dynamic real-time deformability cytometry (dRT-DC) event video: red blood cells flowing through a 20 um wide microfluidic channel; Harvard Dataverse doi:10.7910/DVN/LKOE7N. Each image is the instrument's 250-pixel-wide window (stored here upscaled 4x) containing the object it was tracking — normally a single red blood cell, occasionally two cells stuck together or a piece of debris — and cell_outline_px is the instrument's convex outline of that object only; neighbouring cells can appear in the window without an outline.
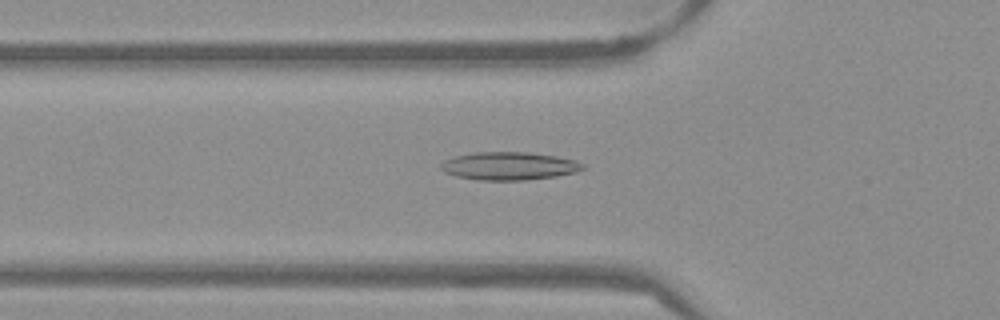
{"species": "Egyptian fruit bat (a non-hibernating species)", "species_latin": "Rousettus aegyptiacus", "temperature_condition": "warm", "stored_images_in_passage": 53, "camera_frame_rate_fps": 3000, "um_per_image_px": 0.085, "frame": {"image": 1, "passage_image": 18, "time_ms": 5.667, "image_size_px": [1000, 320], "cell_outline_px": [[584, 168], [576, 172], [556, 176], [524, 180], [480, 180], [456, 176], [444, 172], [440, 168], [440, 164], [444, 160], [452, 156], [476, 152], [528, 152], [556, 156], [576, 160], [584, 164]], "centroid_in_image_um": [43.25, 14.1], "position_along_channel_um": 82.5, "area_um2": 23.24}}
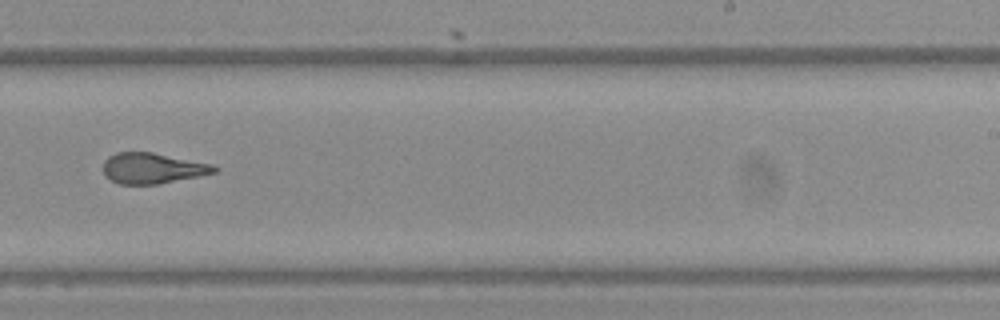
{"frame": {"image": 2, "passage_image": 33, "time_ms": 10.667, "image_size_px": [1000, 320], "cell_outline_px": [[220, 168], [216, 172], [200, 176], [156, 184], [120, 184], [104, 176], [104, 160], [108, 156], [116, 152], [152, 152], [212, 164]], "centroid_in_image_um": [12.96, 14.29], "position_along_channel_um": 276.0, "area_um2": 19.83}}
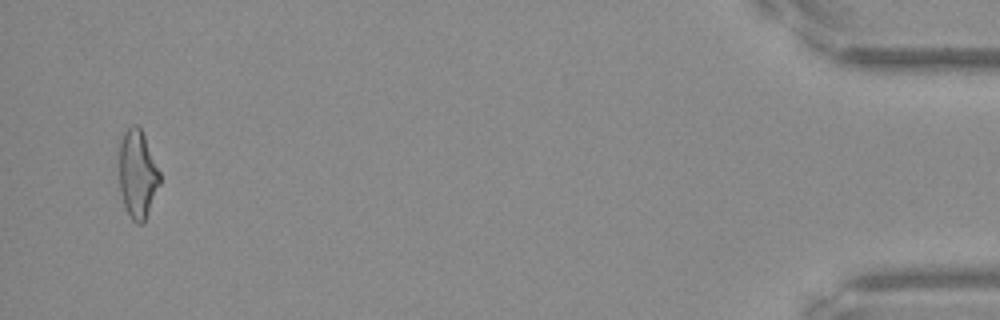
{"frame": {"image": 3, "passage_image": 51, "time_ms": 16.667, "image_size_px": [1000, 320], "cell_outline_px": [[160, 184], [144, 224], [136, 224], [132, 220], [124, 204], [120, 192], [120, 140], [124, 132], [132, 124], [136, 124], [140, 128], [144, 136], [160, 172]], "centroid_in_image_um": [11.7, 14.83], "position_along_channel_um": 423.5, "area_um2": 20.75}, "authors_computed_cell_mechanics": {"area_um2": 20.7502, "velocity_mm_per_s": 3.8526, "shape_relaxation_time_tau1_ms": null, "shape_relaxation_time_tau2_ms": 1.6288, "deformation_change_tau1": null, "deformation_change_tau2": 0.1063}}